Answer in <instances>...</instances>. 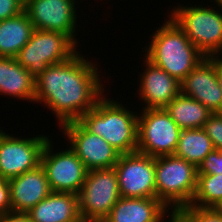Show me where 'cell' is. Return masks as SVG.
I'll list each match as a JSON object with an SVG mask.
<instances>
[{
  "label": "cell",
  "mask_w": 222,
  "mask_h": 222,
  "mask_svg": "<svg viewBox=\"0 0 222 222\" xmlns=\"http://www.w3.org/2000/svg\"><path fill=\"white\" fill-rule=\"evenodd\" d=\"M137 115V151L154 158L174 154L181 129L166 109H143Z\"/></svg>",
  "instance_id": "8"
},
{
  "label": "cell",
  "mask_w": 222,
  "mask_h": 222,
  "mask_svg": "<svg viewBox=\"0 0 222 222\" xmlns=\"http://www.w3.org/2000/svg\"><path fill=\"white\" fill-rule=\"evenodd\" d=\"M191 222H222V213L216 208L187 206L180 210Z\"/></svg>",
  "instance_id": "24"
},
{
  "label": "cell",
  "mask_w": 222,
  "mask_h": 222,
  "mask_svg": "<svg viewBox=\"0 0 222 222\" xmlns=\"http://www.w3.org/2000/svg\"><path fill=\"white\" fill-rule=\"evenodd\" d=\"M168 211L156 197H121L103 222H164Z\"/></svg>",
  "instance_id": "17"
},
{
  "label": "cell",
  "mask_w": 222,
  "mask_h": 222,
  "mask_svg": "<svg viewBox=\"0 0 222 222\" xmlns=\"http://www.w3.org/2000/svg\"><path fill=\"white\" fill-rule=\"evenodd\" d=\"M96 65L76 52L64 62L48 65L35 78L34 102H44L62 126L92 110L104 95ZM101 81V82H100Z\"/></svg>",
  "instance_id": "1"
},
{
  "label": "cell",
  "mask_w": 222,
  "mask_h": 222,
  "mask_svg": "<svg viewBox=\"0 0 222 222\" xmlns=\"http://www.w3.org/2000/svg\"><path fill=\"white\" fill-rule=\"evenodd\" d=\"M169 214V222H191L180 210H172Z\"/></svg>",
  "instance_id": "30"
},
{
  "label": "cell",
  "mask_w": 222,
  "mask_h": 222,
  "mask_svg": "<svg viewBox=\"0 0 222 222\" xmlns=\"http://www.w3.org/2000/svg\"><path fill=\"white\" fill-rule=\"evenodd\" d=\"M76 0H25L24 11L35 29L60 32L77 46ZM76 26V27H75Z\"/></svg>",
  "instance_id": "13"
},
{
  "label": "cell",
  "mask_w": 222,
  "mask_h": 222,
  "mask_svg": "<svg viewBox=\"0 0 222 222\" xmlns=\"http://www.w3.org/2000/svg\"><path fill=\"white\" fill-rule=\"evenodd\" d=\"M216 76L219 87L222 90V64L216 59Z\"/></svg>",
  "instance_id": "31"
},
{
  "label": "cell",
  "mask_w": 222,
  "mask_h": 222,
  "mask_svg": "<svg viewBox=\"0 0 222 222\" xmlns=\"http://www.w3.org/2000/svg\"><path fill=\"white\" fill-rule=\"evenodd\" d=\"M165 109L181 130L203 128L205 122L213 114L206 106L182 93L175 97Z\"/></svg>",
  "instance_id": "21"
},
{
  "label": "cell",
  "mask_w": 222,
  "mask_h": 222,
  "mask_svg": "<svg viewBox=\"0 0 222 222\" xmlns=\"http://www.w3.org/2000/svg\"><path fill=\"white\" fill-rule=\"evenodd\" d=\"M26 214L32 222H83L74 193L51 192Z\"/></svg>",
  "instance_id": "18"
},
{
  "label": "cell",
  "mask_w": 222,
  "mask_h": 222,
  "mask_svg": "<svg viewBox=\"0 0 222 222\" xmlns=\"http://www.w3.org/2000/svg\"><path fill=\"white\" fill-rule=\"evenodd\" d=\"M203 6L173 7L170 17L206 57L222 50V11Z\"/></svg>",
  "instance_id": "5"
},
{
  "label": "cell",
  "mask_w": 222,
  "mask_h": 222,
  "mask_svg": "<svg viewBox=\"0 0 222 222\" xmlns=\"http://www.w3.org/2000/svg\"><path fill=\"white\" fill-rule=\"evenodd\" d=\"M0 222H32L26 213L10 212L0 216Z\"/></svg>",
  "instance_id": "29"
},
{
  "label": "cell",
  "mask_w": 222,
  "mask_h": 222,
  "mask_svg": "<svg viewBox=\"0 0 222 222\" xmlns=\"http://www.w3.org/2000/svg\"><path fill=\"white\" fill-rule=\"evenodd\" d=\"M12 212L9 181L0 177V216Z\"/></svg>",
  "instance_id": "28"
},
{
  "label": "cell",
  "mask_w": 222,
  "mask_h": 222,
  "mask_svg": "<svg viewBox=\"0 0 222 222\" xmlns=\"http://www.w3.org/2000/svg\"><path fill=\"white\" fill-rule=\"evenodd\" d=\"M36 82L29 71L15 58L0 57V95L23 101L35 100Z\"/></svg>",
  "instance_id": "19"
},
{
  "label": "cell",
  "mask_w": 222,
  "mask_h": 222,
  "mask_svg": "<svg viewBox=\"0 0 222 222\" xmlns=\"http://www.w3.org/2000/svg\"><path fill=\"white\" fill-rule=\"evenodd\" d=\"M156 198L168 209L190 206L197 186V167L178 156L155 158ZM171 207V208H169Z\"/></svg>",
  "instance_id": "4"
},
{
  "label": "cell",
  "mask_w": 222,
  "mask_h": 222,
  "mask_svg": "<svg viewBox=\"0 0 222 222\" xmlns=\"http://www.w3.org/2000/svg\"><path fill=\"white\" fill-rule=\"evenodd\" d=\"M8 181L12 212L27 213L52 192L41 164Z\"/></svg>",
  "instance_id": "16"
},
{
  "label": "cell",
  "mask_w": 222,
  "mask_h": 222,
  "mask_svg": "<svg viewBox=\"0 0 222 222\" xmlns=\"http://www.w3.org/2000/svg\"><path fill=\"white\" fill-rule=\"evenodd\" d=\"M222 201V174H197V186L190 206L216 208Z\"/></svg>",
  "instance_id": "23"
},
{
  "label": "cell",
  "mask_w": 222,
  "mask_h": 222,
  "mask_svg": "<svg viewBox=\"0 0 222 222\" xmlns=\"http://www.w3.org/2000/svg\"><path fill=\"white\" fill-rule=\"evenodd\" d=\"M77 45L65 34L35 29L28 43L18 52L16 61L37 78L48 65L71 58Z\"/></svg>",
  "instance_id": "6"
},
{
  "label": "cell",
  "mask_w": 222,
  "mask_h": 222,
  "mask_svg": "<svg viewBox=\"0 0 222 222\" xmlns=\"http://www.w3.org/2000/svg\"><path fill=\"white\" fill-rule=\"evenodd\" d=\"M48 139L45 135L21 139L3 131L0 134V177L10 180L39 166Z\"/></svg>",
  "instance_id": "11"
},
{
  "label": "cell",
  "mask_w": 222,
  "mask_h": 222,
  "mask_svg": "<svg viewBox=\"0 0 222 222\" xmlns=\"http://www.w3.org/2000/svg\"><path fill=\"white\" fill-rule=\"evenodd\" d=\"M216 209L222 213V201L217 205Z\"/></svg>",
  "instance_id": "33"
},
{
  "label": "cell",
  "mask_w": 222,
  "mask_h": 222,
  "mask_svg": "<svg viewBox=\"0 0 222 222\" xmlns=\"http://www.w3.org/2000/svg\"><path fill=\"white\" fill-rule=\"evenodd\" d=\"M70 149L81 159L86 169L114 168L121 153L104 138L87 131L78 121L62 125Z\"/></svg>",
  "instance_id": "12"
},
{
  "label": "cell",
  "mask_w": 222,
  "mask_h": 222,
  "mask_svg": "<svg viewBox=\"0 0 222 222\" xmlns=\"http://www.w3.org/2000/svg\"><path fill=\"white\" fill-rule=\"evenodd\" d=\"M220 54L222 55V50L220 51V53H218L216 57V59L222 64V56H220ZM221 57V58H220Z\"/></svg>",
  "instance_id": "32"
},
{
  "label": "cell",
  "mask_w": 222,
  "mask_h": 222,
  "mask_svg": "<svg viewBox=\"0 0 222 222\" xmlns=\"http://www.w3.org/2000/svg\"><path fill=\"white\" fill-rule=\"evenodd\" d=\"M114 169L121 197H156L154 157L138 151L121 154Z\"/></svg>",
  "instance_id": "10"
},
{
  "label": "cell",
  "mask_w": 222,
  "mask_h": 222,
  "mask_svg": "<svg viewBox=\"0 0 222 222\" xmlns=\"http://www.w3.org/2000/svg\"><path fill=\"white\" fill-rule=\"evenodd\" d=\"M215 3L217 4V6H219L222 10V0H215Z\"/></svg>",
  "instance_id": "34"
},
{
  "label": "cell",
  "mask_w": 222,
  "mask_h": 222,
  "mask_svg": "<svg viewBox=\"0 0 222 222\" xmlns=\"http://www.w3.org/2000/svg\"><path fill=\"white\" fill-rule=\"evenodd\" d=\"M214 149L212 140L203 128L183 129L174 155L198 167Z\"/></svg>",
  "instance_id": "22"
},
{
  "label": "cell",
  "mask_w": 222,
  "mask_h": 222,
  "mask_svg": "<svg viewBox=\"0 0 222 222\" xmlns=\"http://www.w3.org/2000/svg\"><path fill=\"white\" fill-rule=\"evenodd\" d=\"M181 93L213 113H222V90L216 76V57L204 58L181 82Z\"/></svg>",
  "instance_id": "14"
},
{
  "label": "cell",
  "mask_w": 222,
  "mask_h": 222,
  "mask_svg": "<svg viewBox=\"0 0 222 222\" xmlns=\"http://www.w3.org/2000/svg\"><path fill=\"white\" fill-rule=\"evenodd\" d=\"M203 129L212 140L214 148L222 151V113H213Z\"/></svg>",
  "instance_id": "25"
},
{
  "label": "cell",
  "mask_w": 222,
  "mask_h": 222,
  "mask_svg": "<svg viewBox=\"0 0 222 222\" xmlns=\"http://www.w3.org/2000/svg\"><path fill=\"white\" fill-rule=\"evenodd\" d=\"M35 28L26 12L0 21V57L15 58Z\"/></svg>",
  "instance_id": "20"
},
{
  "label": "cell",
  "mask_w": 222,
  "mask_h": 222,
  "mask_svg": "<svg viewBox=\"0 0 222 222\" xmlns=\"http://www.w3.org/2000/svg\"><path fill=\"white\" fill-rule=\"evenodd\" d=\"M146 69L140 74L138 95L143 100V109L165 108L181 93L180 82L148 59H143Z\"/></svg>",
  "instance_id": "15"
},
{
  "label": "cell",
  "mask_w": 222,
  "mask_h": 222,
  "mask_svg": "<svg viewBox=\"0 0 222 222\" xmlns=\"http://www.w3.org/2000/svg\"><path fill=\"white\" fill-rule=\"evenodd\" d=\"M197 174H222V151H211L197 167Z\"/></svg>",
  "instance_id": "26"
},
{
  "label": "cell",
  "mask_w": 222,
  "mask_h": 222,
  "mask_svg": "<svg viewBox=\"0 0 222 222\" xmlns=\"http://www.w3.org/2000/svg\"><path fill=\"white\" fill-rule=\"evenodd\" d=\"M104 96L77 121L90 133L104 138L121 154L136 152L138 115L122 103Z\"/></svg>",
  "instance_id": "3"
},
{
  "label": "cell",
  "mask_w": 222,
  "mask_h": 222,
  "mask_svg": "<svg viewBox=\"0 0 222 222\" xmlns=\"http://www.w3.org/2000/svg\"><path fill=\"white\" fill-rule=\"evenodd\" d=\"M51 144L49 138L41 154V165L45 169L52 192L78 195L88 170L70 148L54 153Z\"/></svg>",
  "instance_id": "9"
},
{
  "label": "cell",
  "mask_w": 222,
  "mask_h": 222,
  "mask_svg": "<svg viewBox=\"0 0 222 222\" xmlns=\"http://www.w3.org/2000/svg\"><path fill=\"white\" fill-rule=\"evenodd\" d=\"M24 0H0V21L24 12Z\"/></svg>",
  "instance_id": "27"
},
{
  "label": "cell",
  "mask_w": 222,
  "mask_h": 222,
  "mask_svg": "<svg viewBox=\"0 0 222 222\" xmlns=\"http://www.w3.org/2000/svg\"><path fill=\"white\" fill-rule=\"evenodd\" d=\"M168 18L151 36L144 57L181 82L206 56Z\"/></svg>",
  "instance_id": "2"
},
{
  "label": "cell",
  "mask_w": 222,
  "mask_h": 222,
  "mask_svg": "<svg viewBox=\"0 0 222 222\" xmlns=\"http://www.w3.org/2000/svg\"><path fill=\"white\" fill-rule=\"evenodd\" d=\"M120 198L114 168L89 170L78 194L82 221L103 222Z\"/></svg>",
  "instance_id": "7"
}]
</instances>
